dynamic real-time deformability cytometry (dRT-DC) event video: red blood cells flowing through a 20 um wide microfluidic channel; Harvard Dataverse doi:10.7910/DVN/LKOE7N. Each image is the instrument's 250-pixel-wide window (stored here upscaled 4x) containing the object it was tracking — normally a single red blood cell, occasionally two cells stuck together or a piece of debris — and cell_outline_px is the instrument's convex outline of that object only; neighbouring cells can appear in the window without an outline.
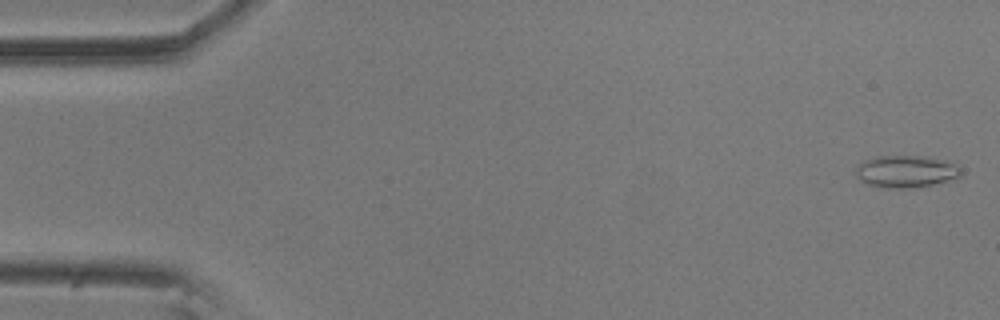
{"species": "common noctule bat (a hibernating species)", "species_latin": "Nyctalus noctula", "temperature_condition": "room temperature", "stored_images_in_passage": 58, "camera_frame_rate_fps": 3000, "um_per_image_px": 0.085, "animal": {"sex": "male", "body_mass_g": 20.5, "forearm_length_mm": 52.5}, "frame": {"image": 1, "passage_image": 2, "time_ms": 0.333, "image_size_px": [1000, 320], "cell_outline_px": [[960, 176], [932, 184], [916, 188], [880, 188], [868, 184], [860, 180], [856, 176], [856, 168], [864, 160], [876, 156], [916, 156], [956, 160], [960, 168]], "centroid_in_image_um": [77.03, 14.56], "position_along_channel_um": 8.0, "area_um2": 19.94}}
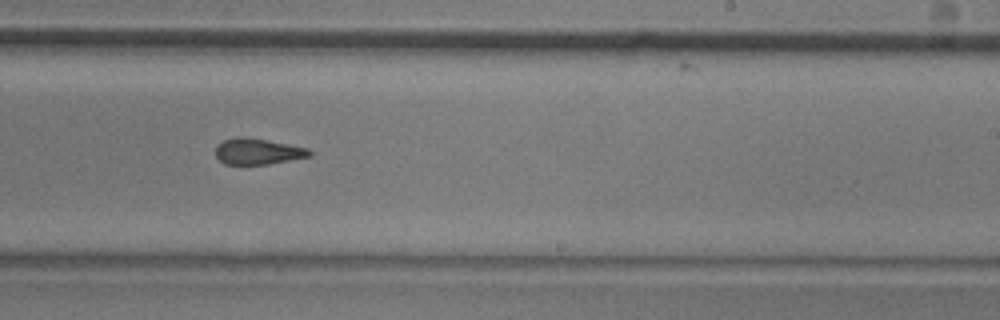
{"frame": {"image": 2, "passage_image": 35, "time_ms": 11.333, "image_size_px": [1000, 320], "cell_outline_px": [[312, 156], [268, 164], [224, 164], [216, 156], [216, 144], [224, 140], [236, 136], [248, 136], [308, 148], [312, 152]], "centroid_in_image_um": [21.9, 12.85], "position_along_channel_um": 267.1, "area_um2": 14.39}}
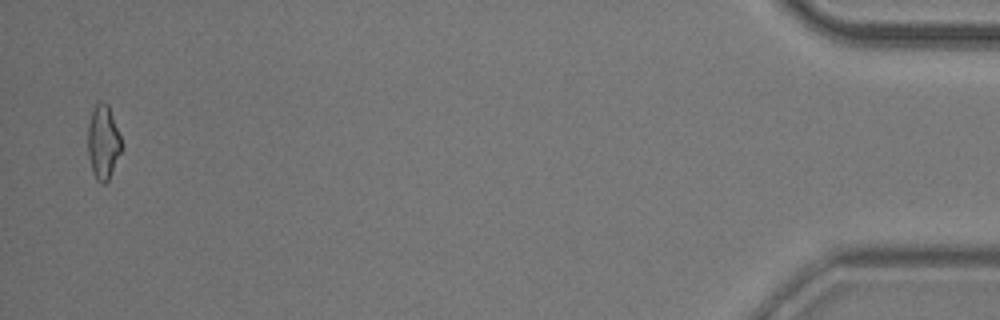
{"frame": {"image": 3, "passage_image": 56, "time_ms": 18.333, "image_size_px": [1000, 320], "cell_outline_px": [[124, 148], [108, 180], [104, 184], [96, 180], [92, 172], [88, 156], [88, 124], [92, 112], [96, 104], [100, 100], [108, 104], [120, 136]], "centroid_in_image_um": [8.78, 12.11], "position_along_channel_um": 426.4, "area_um2": 14.68}}